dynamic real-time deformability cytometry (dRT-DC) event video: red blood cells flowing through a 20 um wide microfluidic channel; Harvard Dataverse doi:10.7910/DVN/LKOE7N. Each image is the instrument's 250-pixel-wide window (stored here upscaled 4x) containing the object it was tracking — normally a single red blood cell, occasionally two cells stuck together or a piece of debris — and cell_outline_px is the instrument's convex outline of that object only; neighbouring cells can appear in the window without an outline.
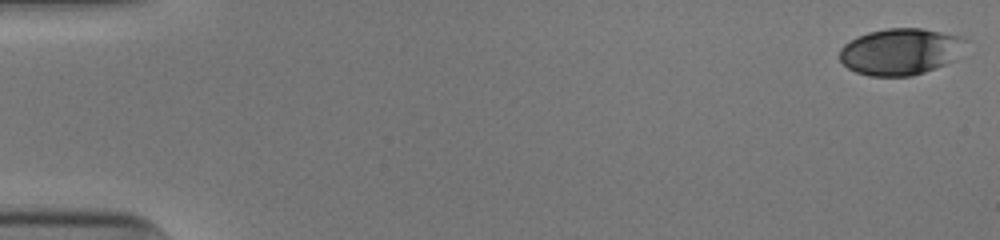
{"species": "human", "species_latin": "Homo sapiens", "temperature_condition": "cold", "stored_images_in_passage": 49, "camera_frame_rate_fps": 3000, "um_per_image_px": 0.085, "donor": {"sex": "male"}, "frame": {"image": 1, "passage_image": 1, "time_ms": 0.0, "image_size_px": [1000, 240], "cell_outline_px": [[968, 40], [956, 60], [936, 68], [912, 76], [868, 76], [856, 72], [848, 68], [840, 60], [840, 48], [844, 44], [856, 36], [868, 32], [888, 28], [920, 28], [960, 36]], "centroid_in_image_um": [76.54, 4.39], "position_along_channel_um": 8.5, "area_um2": 34.39}}
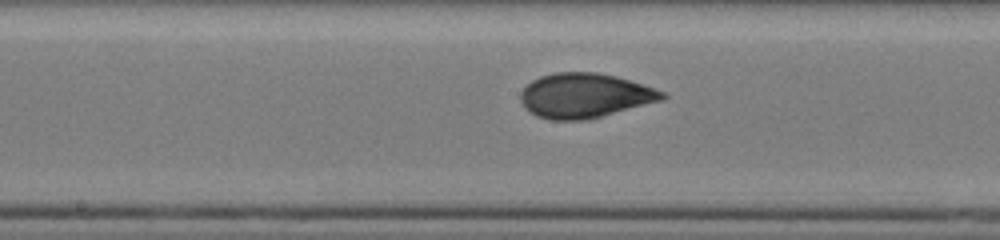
{"frame": {"image": 2, "passage_image": 28, "time_ms": 9.0, "image_size_px": [1000, 240], "cell_outline_px": [[668, 96], [664, 100], [584, 120], [552, 120], [536, 116], [528, 112], [524, 108], [520, 100], [520, 92], [532, 80], [540, 76], [556, 72], [596, 72], [616, 76], [664, 92]], "centroid_in_image_um": [49.66, 8.13], "position_along_channel_um": 198.5, "area_um2": 36.7}}
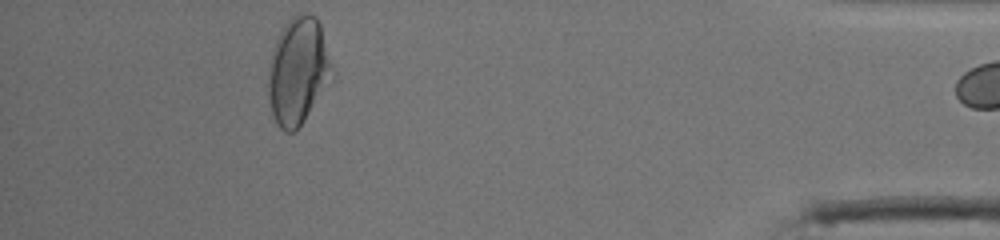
{"frame": {"image": 3, "passage_image": 48, "time_ms": 15.667, "image_size_px": [1000, 240], "cell_outline_px": [[336, 80], [296, 132], [284, 132], [276, 124], [268, 104], [268, 68], [272, 52], [276, 40], [284, 24], [292, 16], [300, 12], [308, 12], [316, 16], [320, 24]], "centroid_in_image_um": [25.37, 6.09], "position_along_channel_um": 409.8, "area_um2": 41.1}}